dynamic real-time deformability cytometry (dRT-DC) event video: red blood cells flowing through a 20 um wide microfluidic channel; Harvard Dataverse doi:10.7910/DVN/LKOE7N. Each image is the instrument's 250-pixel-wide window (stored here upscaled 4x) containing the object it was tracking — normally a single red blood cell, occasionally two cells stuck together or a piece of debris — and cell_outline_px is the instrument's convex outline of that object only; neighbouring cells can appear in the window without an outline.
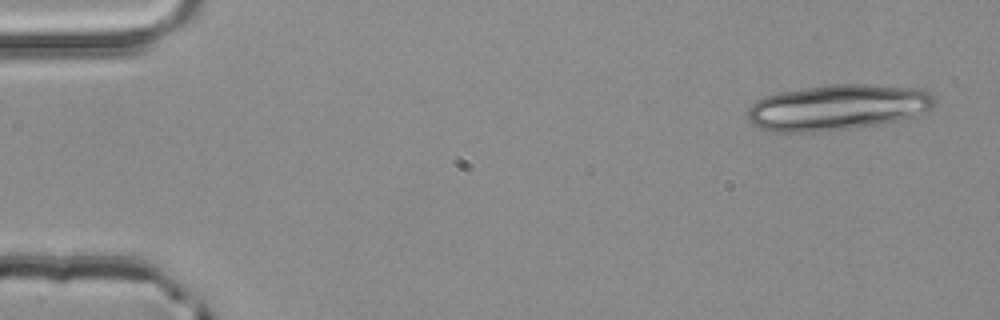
{"species": "common noctule bat (a hibernating species)", "species_latin": "Nyctalus noctula", "temperature_condition": "room temperature", "stored_images_in_passage": 3, "camera_frame_rate_fps": 3000, "um_per_image_px": 0.085, "animal": {"sex": "male", "body_mass_g": 20.4}, "frame": {"image": 1, "passage_image": 1, "time_ms": 0.0, "image_size_px": [1000, 320], "cell_outline_px": [[936, 104], [932, 108], [912, 116], [896, 120], [876, 124], [848, 128], [812, 132], [772, 132], [760, 128], [752, 124], [748, 120], [748, 108], [756, 100], [764, 96], [780, 92], [828, 84], [864, 84], [928, 88], [936, 96]], "centroid_in_image_um": [71.22, 9.1], "position_along_channel_um": 13.8, "area_um2": 50.05}}